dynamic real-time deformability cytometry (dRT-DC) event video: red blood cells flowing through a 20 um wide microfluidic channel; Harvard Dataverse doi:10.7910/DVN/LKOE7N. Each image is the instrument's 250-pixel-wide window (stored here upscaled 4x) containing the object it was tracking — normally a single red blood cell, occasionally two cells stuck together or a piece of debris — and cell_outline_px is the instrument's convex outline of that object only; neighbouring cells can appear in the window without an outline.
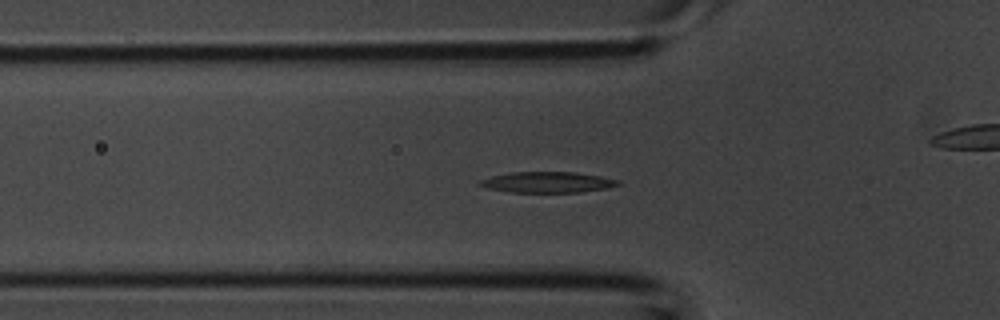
{"species": "common noctule bat (a hibernating species)", "species_latin": "Nyctalus noctula", "temperature_condition": "room temperature", "stored_images_in_passage": 42, "camera_frame_rate_fps": 3000, "um_per_image_px": 0.085, "animal": {"sex": "male", "body_mass_g": 20.1, "forearm_length_mm": 53.5}, "frame": {"image": 1, "passage_image": 13, "time_ms": 4.0, "image_size_px": [1000, 320], "cell_outline_px": [[620, 184], [608, 188], [580, 192], [512, 192], [488, 188], [476, 184], [480, 180], [492, 176], [512, 172], [576, 172], [600, 176], [620, 180]], "centroid_in_image_um": [46.55, 15.48], "position_along_channel_um": 79.2, "area_um2": 16.7}}
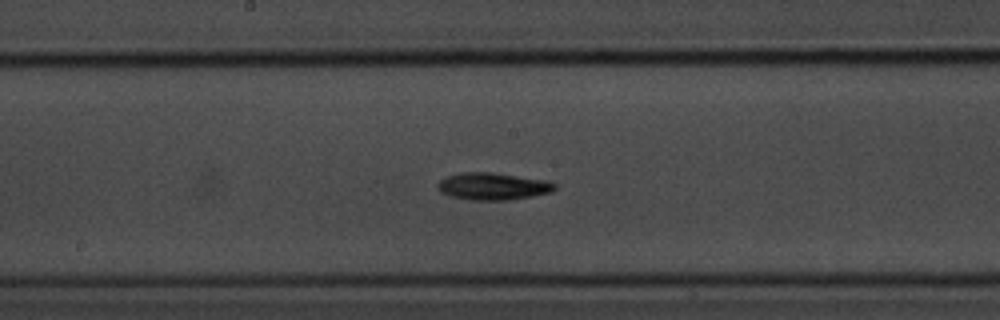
{"frame": {"image": 2, "passage_image": 21, "time_ms": 6.667, "image_size_px": [1000, 320], "cell_outline_px": [[556, 188], [552, 192], [532, 196], [508, 200], [472, 200], [448, 196], [440, 192], [436, 188], [436, 184], [444, 176], [460, 172], [492, 172], [544, 180], [556, 184]], "centroid_in_image_um": [41.82, 15.83], "position_along_channel_um": 206.4, "area_um2": 18.73}}
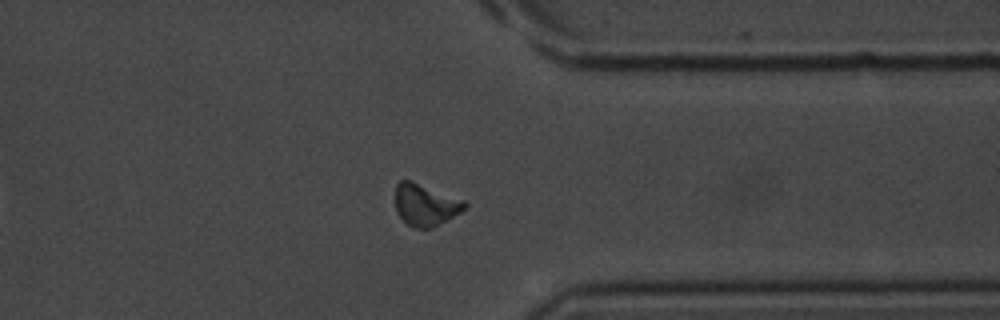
{"frame": {"image": 3, "passage_image": 32, "time_ms": 10.333, "image_size_px": [1000, 320], "cell_outline_px": [[468, 204], [460, 212], [432, 228], [412, 228], [396, 212], [396, 184], [400, 180], [412, 180], [464, 200]], "centroid_in_image_um": [36.14, 17.4], "position_along_channel_um": 375.3, "area_um2": 16.82}}